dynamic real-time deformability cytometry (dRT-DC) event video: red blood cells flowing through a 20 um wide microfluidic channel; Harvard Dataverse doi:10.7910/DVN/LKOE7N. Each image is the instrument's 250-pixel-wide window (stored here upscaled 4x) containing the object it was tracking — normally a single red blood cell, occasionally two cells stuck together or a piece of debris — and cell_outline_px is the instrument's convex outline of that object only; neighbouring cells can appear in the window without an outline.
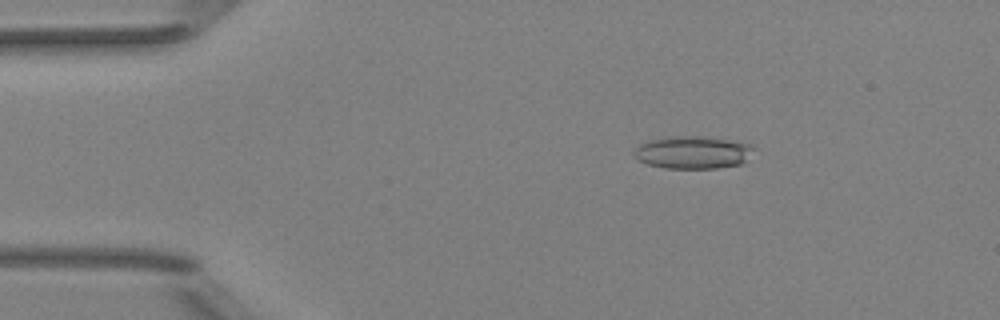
{"species": "Egyptian fruit bat (a non-hibernating species)", "species_latin": "Rousettus aegyptiacus", "temperature_condition": "room temperature", "stored_images_in_passage": 51, "camera_frame_rate_fps": 3000, "um_per_image_px": 0.085, "animal": {"sex": "female"}, "frame": {"image": 1, "passage_image": 9, "time_ms": 2.667, "image_size_px": [1000, 320], "cell_outline_px": [[756, 148], [740, 164], [716, 168], [664, 168], [648, 164], [640, 160], [636, 156], [636, 148], [640, 144], [648, 140], [664, 136], [704, 136], [732, 140], [748, 144]], "centroid_in_image_um": [58.89, 12.93], "position_along_channel_um": 26.1, "area_um2": 22.6}}
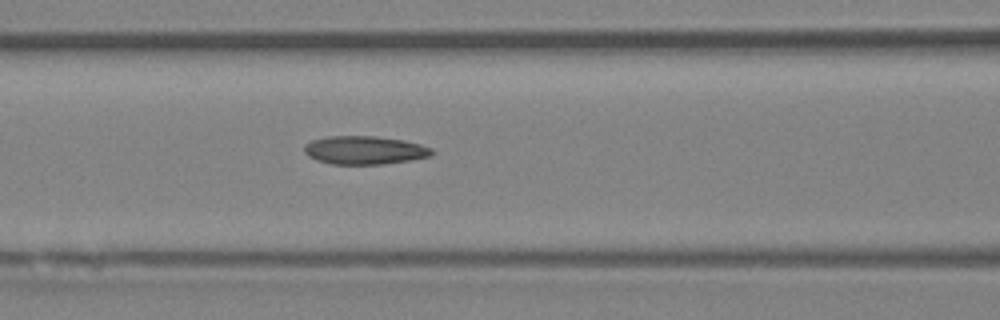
{"frame": {"image": 2, "passage_image": 22, "time_ms": 7.0, "image_size_px": [1000, 320], "cell_outline_px": [[436, 152], [432, 156], [412, 160], [384, 164], [332, 164], [316, 160], [308, 156], [304, 152], [304, 144], [312, 140], [324, 136], [376, 136], [404, 140], [420, 144], [432, 148]], "centroid_in_image_um": [31.01, 12.76], "position_along_channel_um": 135.6, "area_um2": 21.39}}
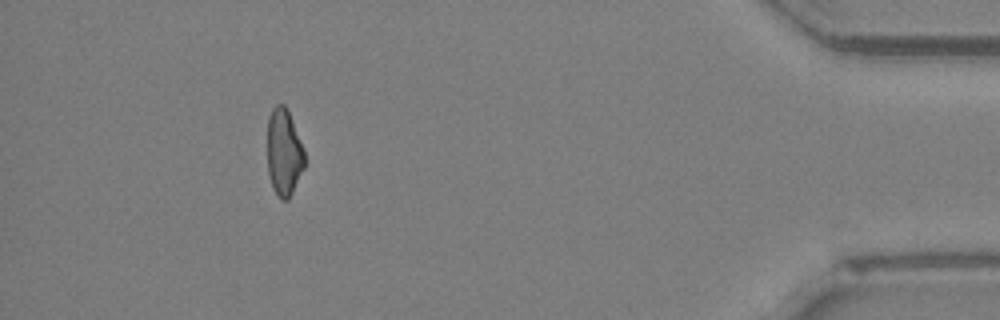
{"frame": {"image": 3, "passage_image": 47, "time_ms": 15.333, "image_size_px": [1000, 320], "cell_outline_px": [[304, 168], [288, 200], [280, 200], [272, 188], [268, 176], [268, 116], [272, 108], [276, 104], [284, 104], [292, 120], [304, 148]], "centroid_in_image_um": [24.12, 12.97], "position_along_channel_um": 411.1, "area_um2": 18.9}, "authors_computed_cell_mechanics": {"area_um2": 20.7502, "velocity_mm_per_s": 4.0393, "shape_relaxation_time_tau1_ms": null, "shape_relaxation_time_tau2_ms": 10.8319, "deformation_change_tau1": null, "deformation_change_tau2": 0.2313}}